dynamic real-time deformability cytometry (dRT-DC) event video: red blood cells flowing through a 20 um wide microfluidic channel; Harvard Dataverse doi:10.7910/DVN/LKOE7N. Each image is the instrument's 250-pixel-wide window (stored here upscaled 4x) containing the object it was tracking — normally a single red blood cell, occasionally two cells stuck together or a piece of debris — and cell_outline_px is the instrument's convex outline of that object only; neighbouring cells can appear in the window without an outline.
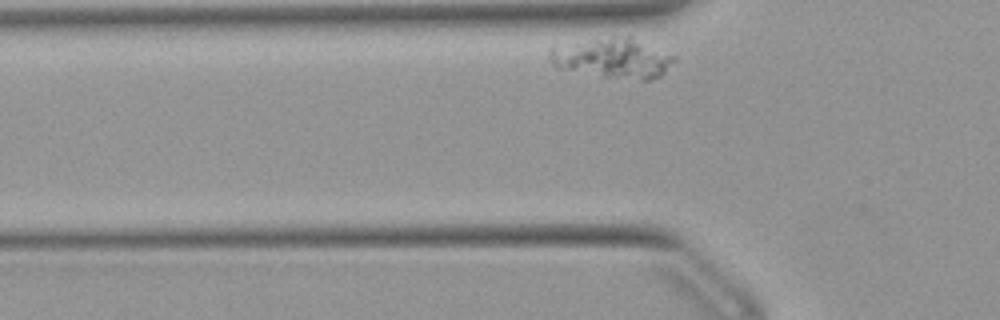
{"species": "Egyptian fruit bat (a non-hibernating species)", "species_latin": "Rousettus aegyptiacus", "temperature_condition": "warm", "stored_images_in_passage": 29, "camera_frame_rate_fps": 3000, "um_per_image_px": 0.085, "animal": {"sex": "female"}, "frame": {"image": 1, "passage_image": 2, "time_ms": 0.333, "image_size_px": [1000, 320], "cell_outline_px": [[676, 60], [660, 76], [652, 80], [640, 80], [600, 76], [556, 68], [548, 60], [548, 48], [596, 36], [628, 32], [676, 56]], "centroid_in_image_um": [52.08, 4.86], "position_along_channel_um": 73.7, "area_um2": 30.75}}
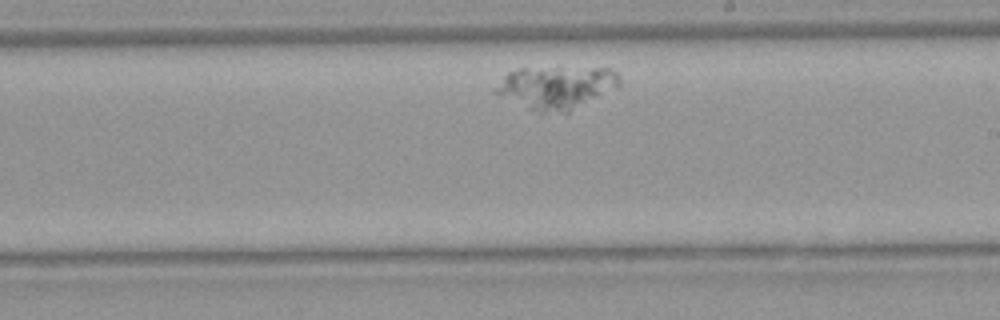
{"frame": {"image": 2, "passage_image": 18, "time_ms": 5.667, "image_size_px": [1000, 320], "cell_outline_px": [[620, 84], [616, 88], [564, 116], [540, 112], [528, 108], [496, 96], [492, 92], [504, 76], [508, 72], [520, 68], [612, 68], [620, 76]], "centroid_in_image_um": [47.29, 7.47], "position_along_channel_um": 241.7, "area_um2": 31.56}}
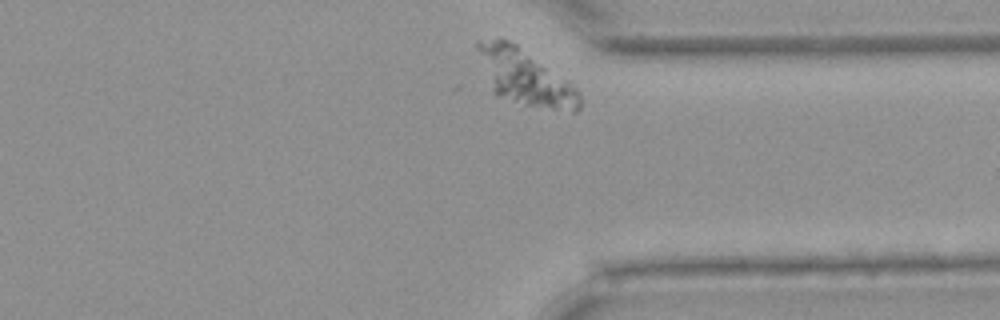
{"frame": {"image": 3, "passage_image": 29, "time_ms": 9.333, "image_size_px": [1000, 320], "cell_outline_px": [[580, 108], [576, 112], [572, 112], [524, 104], [496, 96], [492, 92], [476, 48], [476, 40], [508, 40], [516, 44], [572, 80], [580, 92]], "centroid_in_image_um": [44.7, 6.56], "position_along_channel_um": 366.7, "area_um2": 33.18}}